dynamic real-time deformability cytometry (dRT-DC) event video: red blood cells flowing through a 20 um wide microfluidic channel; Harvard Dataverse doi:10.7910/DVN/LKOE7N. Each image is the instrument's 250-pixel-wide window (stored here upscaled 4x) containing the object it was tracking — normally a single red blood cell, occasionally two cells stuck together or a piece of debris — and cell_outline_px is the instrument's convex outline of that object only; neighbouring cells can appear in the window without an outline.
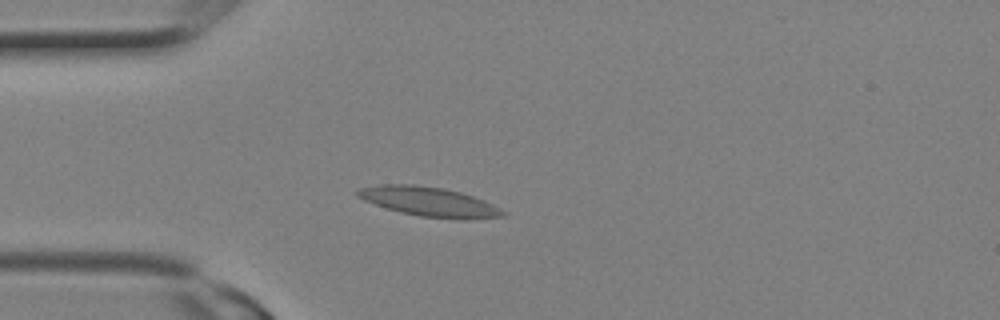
{"species": "Egyptian fruit bat (a non-hibernating species)", "species_latin": "Rousettus aegyptiacus", "temperature_condition": "room temperature", "stored_images_in_passage": 24, "camera_frame_rate_fps": 3000, "um_per_image_px": 0.085, "animal": {"sex": "female"}, "frame": {"image": 1, "passage_image": 6, "time_ms": 1.667, "image_size_px": [1000, 320], "cell_outline_px": [[504, 216], [420, 216], [400, 212], [364, 200], [356, 196], [356, 188], [380, 184], [412, 184], [444, 188], [460, 192], [484, 200], [500, 208], [504, 212]], "centroid_in_image_um": [36.3, 17.07], "position_along_channel_um": 48.7, "area_um2": 23.64}}
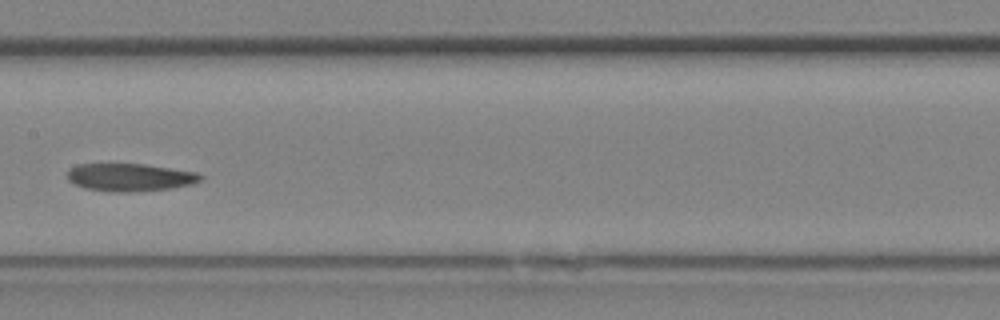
{"frame": {"image": 2, "passage_image": 12, "time_ms": 3.667, "image_size_px": [1000, 320], "cell_outline_px": [[204, 176], [200, 180], [192, 184], [172, 188], [136, 192], [108, 192], [84, 188], [68, 180], [68, 168], [80, 164], [144, 164], [196, 172]], "centroid_in_image_um": [11.04, 15.08], "position_along_channel_um": 196.4, "area_um2": 21.62}}
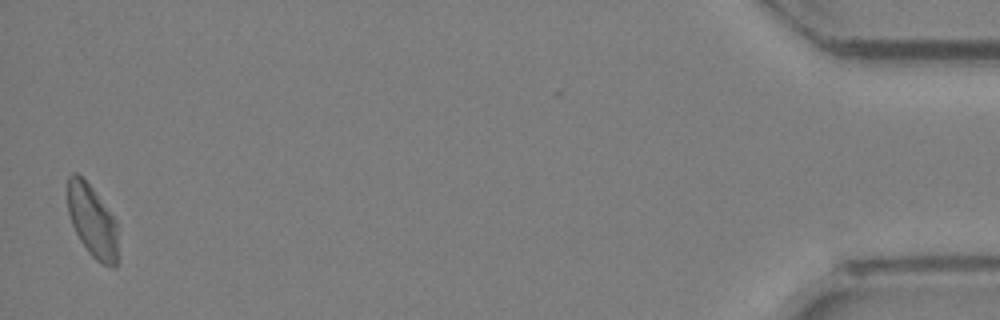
{"frame": {"image": 3, "passage_image": 24, "time_ms": 7.667, "image_size_px": [1000, 320], "cell_outline_px": [[116, 268], [112, 268], [96, 260], [88, 252], [80, 240], [72, 224], [68, 212], [68, 176], [72, 172], [76, 172], [92, 188], [116, 220]], "centroid_in_image_um": [7.82, 18.78], "position_along_channel_um": 427.4, "area_um2": 20.81}}